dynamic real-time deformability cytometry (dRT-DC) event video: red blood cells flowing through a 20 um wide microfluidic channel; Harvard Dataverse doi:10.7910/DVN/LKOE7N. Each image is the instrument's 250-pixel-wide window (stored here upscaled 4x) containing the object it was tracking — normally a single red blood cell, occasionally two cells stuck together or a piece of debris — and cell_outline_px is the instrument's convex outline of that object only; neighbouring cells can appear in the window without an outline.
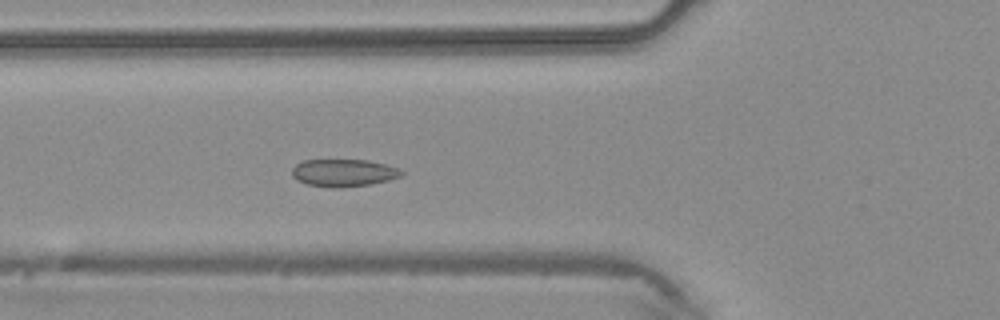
{"species": "common noctule bat (a hibernating species)", "species_latin": "Nyctalus noctula", "temperature_condition": "warm", "stored_images_in_passage": 38, "camera_frame_rate_fps": 3000, "um_per_image_px": 0.085, "animal": {"sex": "male", "body_mass_g": 20.4}, "frame": {"image": 1, "passage_image": 9, "time_ms": 2.667, "image_size_px": [1000, 320], "cell_outline_px": [[404, 172], [400, 176], [388, 180], [368, 184], [340, 188], [336, 188], [308, 184], [296, 180], [292, 176], [292, 168], [296, 164], [304, 160], [368, 160], [384, 164], [396, 168]], "centroid_in_image_um": [29.16, 14.68], "position_along_channel_um": 96.6, "area_um2": 17.28}}
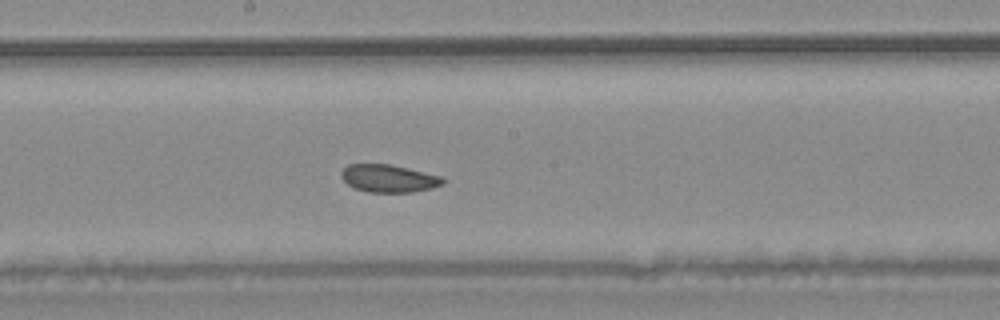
{"frame": {"image": 2, "passage_image": 17, "time_ms": 5.333, "image_size_px": [1000, 320], "cell_outline_px": [[448, 180], [444, 184], [432, 188], [412, 192], [368, 192], [356, 188], [348, 184], [340, 176], [340, 172], [348, 164], [392, 164], [444, 176]], "centroid_in_image_um": [33.11, 15.15], "position_along_channel_um": 215.1, "area_um2": 16.65}}
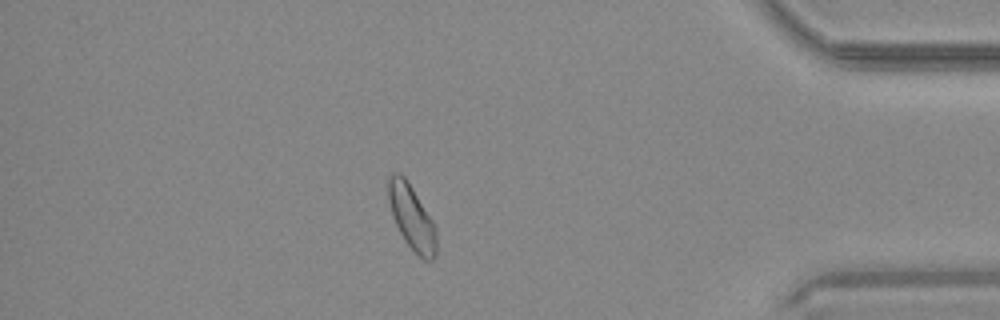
{"frame": {"image": 3, "passage_image": 32, "time_ms": 10.333, "image_size_px": [1000, 320], "cell_outline_px": [[436, 256], [432, 260], [424, 260], [404, 240], [392, 216], [388, 200], [388, 176], [392, 172], [400, 172], [404, 176], [412, 188], [432, 220], [436, 228]], "centroid_in_image_um": [34.98, 18.45], "position_along_channel_um": 400.2, "area_um2": 17.92}}